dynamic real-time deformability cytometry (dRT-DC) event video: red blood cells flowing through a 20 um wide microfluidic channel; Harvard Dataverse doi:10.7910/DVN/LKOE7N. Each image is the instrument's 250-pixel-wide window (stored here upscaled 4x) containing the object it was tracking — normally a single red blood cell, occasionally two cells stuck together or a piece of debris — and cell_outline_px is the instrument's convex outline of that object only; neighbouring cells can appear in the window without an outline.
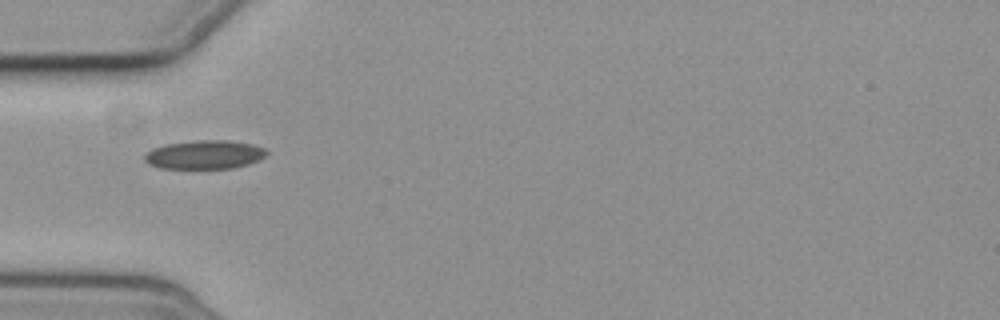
{"species": "common noctule bat (a hibernating species)", "species_latin": "Nyctalus noctula", "temperature_condition": "cold", "stored_images_in_passage": 11, "camera_frame_rate_fps": 3000, "um_per_image_px": 0.085, "animal": {"sex": "female", "body_mass_g": 19.3, "forearm_length_mm": 54.1}, "frame": {"image": 1, "passage_image": 1, "time_ms": 0.0, "image_size_px": [1000, 320], "cell_outline_px": [[268, 152], [260, 160], [248, 164], [232, 168], [160, 168], [148, 164], [144, 160], [144, 152], [152, 148], [168, 144], [196, 140], [228, 140], [252, 144], [264, 148]], "centroid_in_image_um": [17.37, 13.14], "position_along_channel_um": 67.6, "area_um2": 20.46}}
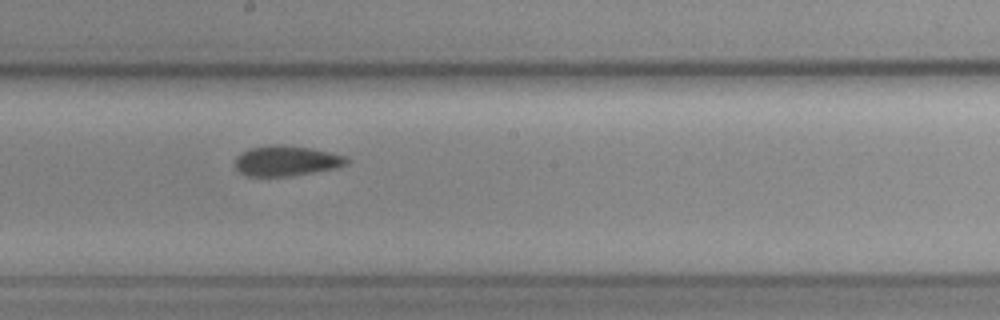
{"frame": {"image": 2, "passage_image": 5, "time_ms": 4.333, "image_size_px": [1000, 320], "cell_outline_px": [[348, 164], [340, 168], [292, 176], [244, 176], [232, 164], [236, 156], [248, 148], [276, 144], [308, 148], [328, 152], [344, 156], [348, 160]], "centroid_in_image_um": [24.3, 13.69], "position_along_channel_um": 223.9, "area_um2": 19.88}}
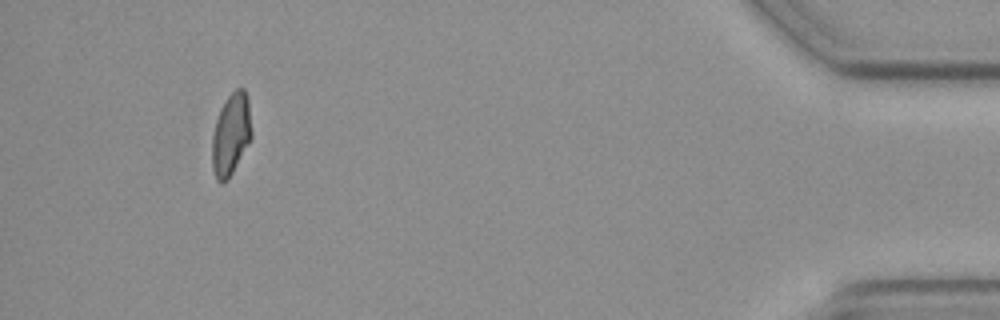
{"frame": {"image": 3, "passage_image": 10, "time_ms": 11.667, "image_size_px": [1000, 320], "cell_outline_px": [[252, 136], [248, 144], [228, 180], [224, 184], [220, 184], [216, 180], [212, 168], [212, 136], [216, 120], [220, 108], [228, 96], [236, 88], [244, 88], [248, 96], [252, 132]], "centroid_in_image_um": [19.63, 11.43], "position_along_channel_um": 415.6, "area_um2": 19.07}, "authors_computed_cell_mechanics": {"area_um2": 19.652, "velocity_mm_per_s": 3.6258, "shape_relaxation_time_tau1_ms": null, "shape_relaxation_time_tau2_ms": 3.1609, "deformation_change_tau1": null, "deformation_change_tau2": 0.057}}